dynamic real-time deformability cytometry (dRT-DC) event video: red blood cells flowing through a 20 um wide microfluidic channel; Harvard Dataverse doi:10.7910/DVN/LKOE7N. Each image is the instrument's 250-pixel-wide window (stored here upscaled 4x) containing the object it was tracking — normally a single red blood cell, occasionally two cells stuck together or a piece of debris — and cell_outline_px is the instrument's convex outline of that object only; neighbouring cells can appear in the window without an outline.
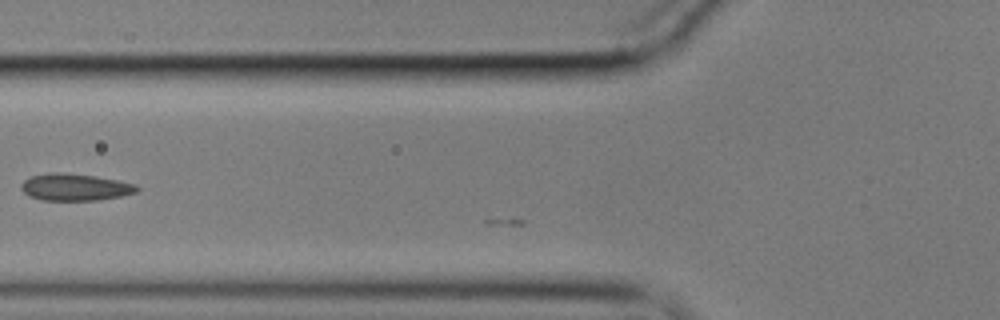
{"species": "common noctule bat (a hibernating species)", "species_latin": "Nyctalus noctula", "temperature_condition": "cold", "stored_images_in_passage": 10, "camera_frame_rate_fps": 3000, "um_per_image_px": 0.085, "animal": {"sex": "male", "body_mass_g": 17.9}, "frame": {"image": 1, "passage_image": 2, "time_ms": 0.333, "image_size_px": [1000, 320], "cell_outline_px": [[140, 188], [136, 192], [120, 196], [96, 200], [40, 200], [28, 196], [20, 188], [20, 184], [24, 180], [32, 176], [48, 172], [60, 172], [96, 176], [136, 184]], "centroid_in_image_um": [6.34, 15.9], "position_along_channel_um": 119.5, "area_um2": 18.21}}
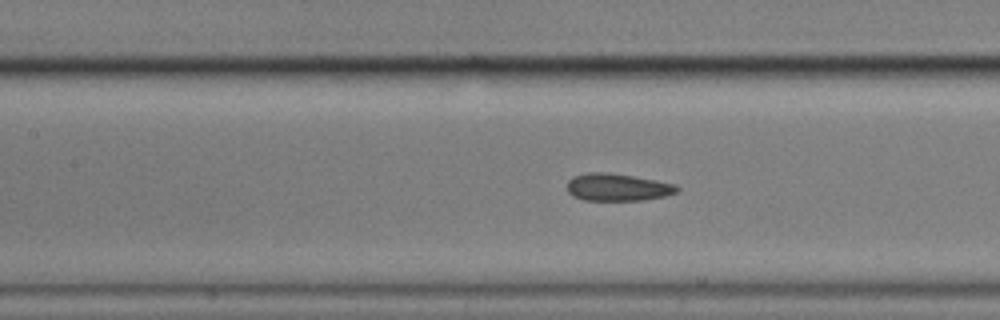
{"frame": {"image": 2, "passage_image": 5, "time_ms": 1.333, "image_size_px": [1000, 320], "cell_outline_px": [[680, 192], [664, 196], [644, 200], [584, 200], [572, 196], [568, 192], [568, 180], [572, 176], [588, 172], [604, 172], [632, 176], [656, 180], [676, 184], [680, 188]], "centroid_in_image_um": [52.51, 15.91], "position_along_channel_um": 154.9, "area_um2": 17.63}}
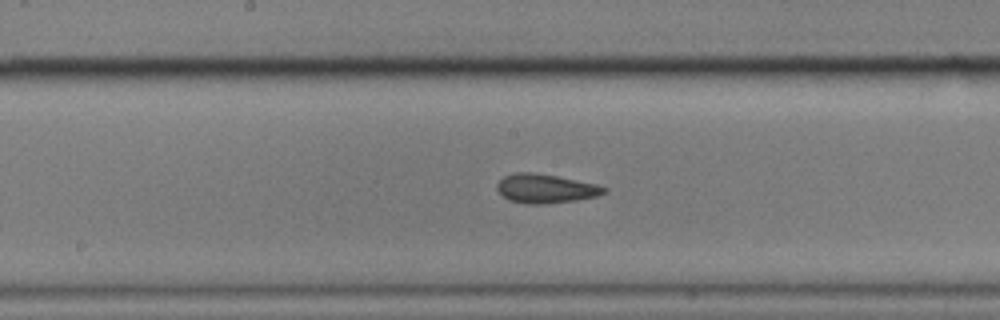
{"frame": {"image": 3, "passage_image": 9, "time_ms": 2.667, "image_size_px": [1000, 320], "cell_outline_px": [[608, 192], [596, 196], [576, 200], [544, 204], [528, 204], [508, 200], [496, 188], [496, 184], [504, 176], [516, 172], [536, 172], [596, 184], [608, 188]], "centroid_in_image_um": [46.37, 16.02], "position_along_channel_um": 201.8, "area_um2": 18.09}}